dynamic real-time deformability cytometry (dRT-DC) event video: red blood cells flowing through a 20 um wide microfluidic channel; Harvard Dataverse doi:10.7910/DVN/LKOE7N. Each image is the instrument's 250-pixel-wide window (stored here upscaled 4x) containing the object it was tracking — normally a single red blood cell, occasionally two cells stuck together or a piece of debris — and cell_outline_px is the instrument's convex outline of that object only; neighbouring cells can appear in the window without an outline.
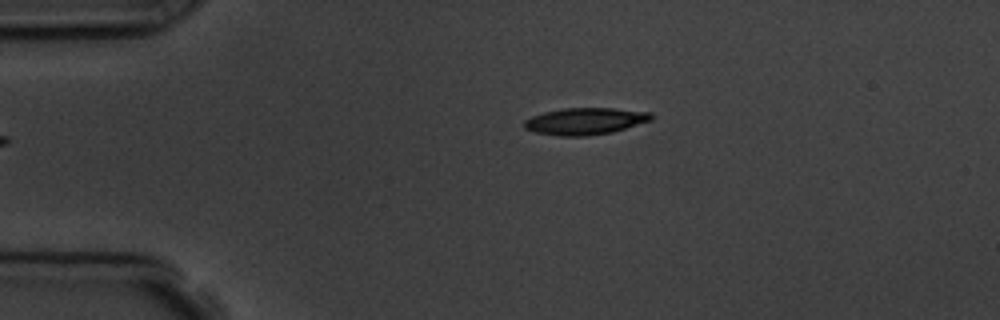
{"species": "common noctule bat (a hibernating species)", "species_latin": "Nyctalus noctula", "temperature_condition": "room temperature", "stored_images_in_passage": 2, "camera_frame_rate_fps": 3000, "um_per_image_px": 0.085, "animal": {"sex": "male", "body_mass_g": 19.5, "forearm_length_mm": 54.6}, "frame": {"image": 1, "passage_image": 2, "time_ms": 1.0, "image_size_px": [1000, 320], "cell_outline_px": [[656, 116], [652, 120], [612, 132], [588, 136], [560, 136], [536, 132], [524, 128], [524, 120], [532, 116], [544, 112], [564, 108], [612, 108], [652, 112]], "centroid_in_image_um": [49.77, 10.29], "position_along_channel_um": 35.2, "area_um2": 19.94}}